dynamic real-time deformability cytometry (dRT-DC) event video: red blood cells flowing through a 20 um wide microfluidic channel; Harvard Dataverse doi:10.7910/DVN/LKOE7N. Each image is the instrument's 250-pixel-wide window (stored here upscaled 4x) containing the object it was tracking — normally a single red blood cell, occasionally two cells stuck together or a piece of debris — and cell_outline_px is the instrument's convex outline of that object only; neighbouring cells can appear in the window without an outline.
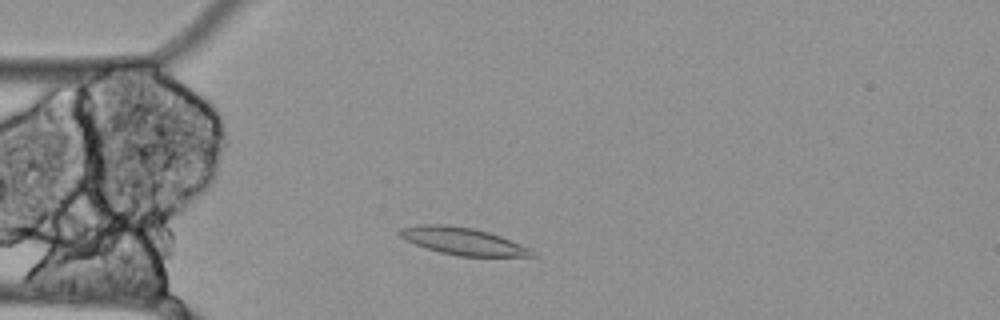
{"species": "Egyptian fruit bat (a non-hibernating species)", "species_latin": "Rousettus aegyptiacus", "temperature_condition": "cold", "stored_images_in_passage": 49, "camera_frame_rate_fps": 3000, "um_per_image_px": 0.085, "animal": {"sex": "female"}, "frame": {"image": 1, "passage_image": 7, "time_ms": 2.0, "image_size_px": [1000, 320], "cell_outline_px": [[532, 256], [460, 256], [440, 252], [404, 240], [396, 232], [400, 228], [416, 224], [444, 224], [472, 228], [488, 232], [500, 236], [528, 248], [532, 252]], "centroid_in_image_um": [39.23, 20.48], "position_along_channel_um": 45.8, "area_um2": 20.63}}
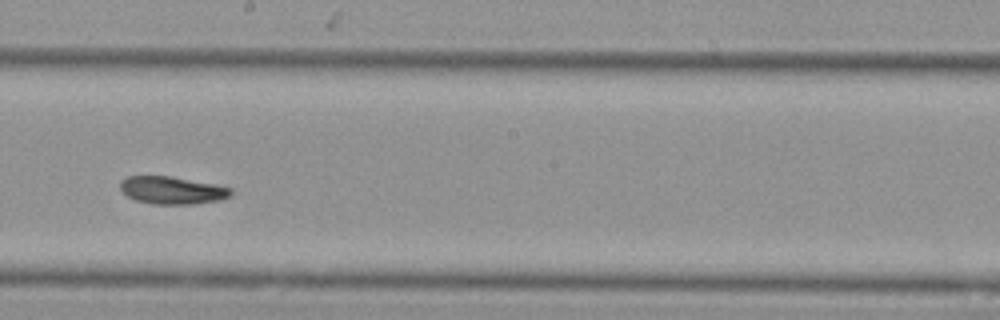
{"frame": {"image": 2, "passage_image": 24, "time_ms": 7.667, "image_size_px": [1000, 320], "cell_outline_px": [[232, 196], [220, 200], [192, 204], [152, 204], [136, 200], [128, 196], [120, 188], [120, 180], [128, 176], [172, 176], [216, 184], [232, 188]], "centroid_in_image_um": [14.66, 16.17], "position_along_channel_um": 233.5, "area_um2": 17.92}}
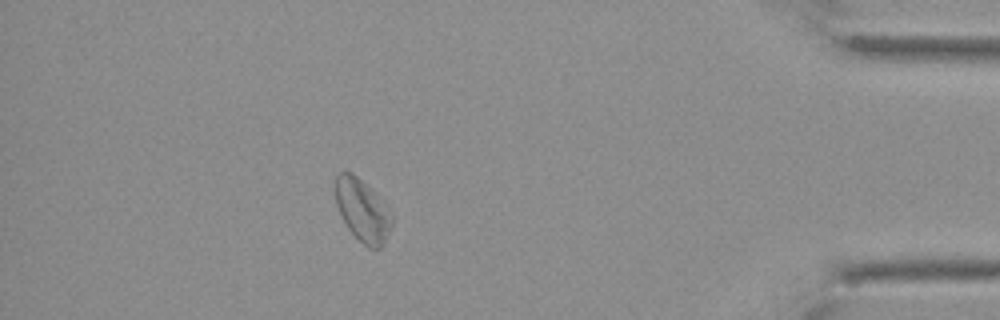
{"frame": {"image": 3, "passage_image": 43, "time_ms": 14.0, "image_size_px": [1000, 320], "cell_outline_px": [[392, 228], [384, 244], [380, 248], [368, 248], [348, 228], [336, 204], [336, 176], [344, 168], [352, 172], [372, 192], [392, 216]], "centroid_in_image_um": [30.79, 17.9], "position_along_channel_um": 404.4, "area_um2": 19.83}}